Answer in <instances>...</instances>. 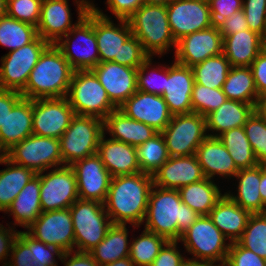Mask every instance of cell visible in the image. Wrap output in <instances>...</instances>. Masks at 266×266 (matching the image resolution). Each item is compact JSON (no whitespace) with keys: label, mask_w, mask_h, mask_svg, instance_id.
<instances>
[{"label":"cell","mask_w":266,"mask_h":266,"mask_svg":"<svg viewBox=\"0 0 266 266\" xmlns=\"http://www.w3.org/2000/svg\"><path fill=\"white\" fill-rule=\"evenodd\" d=\"M153 185V176L142 172L112 177L103 203L112 223L139 228L144 222Z\"/></svg>","instance_id":"1"},{"label":"cell","mask_w":266,"mask_h":266,"mask_svg":"<svg viewBox=\"0 0 266 266\" xmlns=\"http://www.w3.org/2000/svg\"><path fill=\"white\" fill-rule=\"evenodd\" d=\"M199 216L182 202L178 190L153 185L143 222L144 229L168 241H179Z\"/></svg>","instance_id":"2"},{"label":"cell","mask_w":266,"mask_h":266,"mask_svg":"<svg viewBox=\"0 0 266 266\" xmlns=\"http://www.w3.org/2000/svg\"><path fill=\"white\" fill-rule=\"evenodd\" d=\"M73 73L61 50L50 44L32 69L21 94L31 100L66 97Z\"/></svg>","instance_id":"3"},{"label":"cell","mask_w":266,"mask_h":266,"mask_svg":"<svg viewBox=\"0 0 266 266\" xmlns=\"http://www.w3.org/2000/svg\"><path fill=\"white\" fill-rule=\"evenodd\" d=\"M127 21L132 35L141 42L150 57H161L171 48H176L177 41L169 25L166 6L143 4Z\"/></svg>","instance_id":"4"},{"label":"cell","mask_w":266,"mask_h":266,"mask_svg":"<svg viewBox=\"0 0 266 266\" xmlns=\"http://www.w3.org/2000/svg\"><path fill=\"white\" fill-rule=\"evenodd\" d=\"M66 98L75 115L104 120L117 109L92 70L74 71Z\"/></svg>","instance_id":"5"},{"label":"cell","mask_w":266,"mask_h":266,"mask_svg":"<svg viewBox=\"0 0 266 266\" xmlns=\"http://www.w3.org/2000/svg\"><path fill=\"white\" fill-rule=\"evenodd\" d=\"M70 212L74 227V250L90 252L106 236L113 224L103 203L93 200L77 199Z\"/></svg>","instance_id":"6"},{"label":"cell","mask_w":266,"mask_h":266,"mask_svg":"<svg viewBox=\"0 0 266 266\" xmlns=\"http://www.w3.org/2000/svg\"><path fill=\"white\" fill-rule=\"evenodd\" d=\"M55 45L74 71L92 70L97 66L100 63V56L95 36V11L91 8L86 16Z\"/></svg>","instance_id":"7"},{"label":"cell","mask_w":266,"mask_h":266,"mask_svg":"<svg viewBox=\"0 0 266 266\" xmlns=\"http://www.w3.org/2000/svg\"><path fill=\"white\" fill-rule=\"evenodd\" d=\"M104 134V121L93 116L75 115L70 126L59 138L63 166L97 154Z\"/></svg>","instance_id":"8"},{"label":"cell","mask_w":266,"mask_h":266,"mask_svg":"<svg viewBox=\"0 0 266 266\" xmlns=\"http://www.w3.org/2000/svg\"><path fill=\"white\" fill-rule=\"evenodd\" d=\"M213 224L209 216H199L179 240L185 252L192 254L191 260L198 262H219L226 260L230 242Z\"/></svg>","instance_id":"9"},{"label":"cell","mask_w":266,"mask_h":266,"mask_svg":"<svg viewBox=\"0 0 266 266\" xmlns=\"http://www.w3.org/2000/svg\"><path fill=\"white\" fill-rule=\"evenodd\" d=\"M12 163L28 167L35 174L63 166L60 140L30 135L7 151Z\"/></svg>","instance_id":"10"},{"label":"cell","mask_w":266,"mask_h":266,"mask_svg":"<svg viewBox=\"0 0 266 266\" xmlns=\"http://www.w3.org/2000/svg\"><path fill=\"white\" fill-rule=\"evenodd\" d=\"M161 134L170 157L196 154L197 148L208 136L206 117L194 112L173 115Z\"/></svg>","instance_id":"11"},{"label":"cell","mask_w":266,"mask_h":266,"mask_svg":"<svg viewBox=\"0 0 266 266\" xmlns=\"http://www.w3.org/2000/svg\"><path fill=\"white\" fill-rule=\"evenodd\" d=\"M50 45L39 35L29 44L1 57L0 88L22 92L43 51Z\"/></svg>","instance_id":"12"},{"label":"cell","mask_w":266,"mask_h":266,"mask_svg":"<svg viewBox=\"0 0 266 266\" xmlns=\"http://www.w3.org/2000/svg\"><path fill=\"white\" fill-rule=\"evenodd\" d=\"M69 0H43L37 34L50 44H56L74 26H76L95 4L89 0H74L77 6L78 20L72 24Z\"/></svg>","instance_id":"13"},{"label":"cell","mask_w":266,"mask_h":266,"mask_svg":"<svg viewBox=\"0 0 266 266\" xmlns=\"http://www.w3.org/2000/svg\"><path fill=\"white\" fill-rule=\"evenodd\" d=\"M37 175L40 177L42 212L70 208L79 198L76 176L70 166L49 169V172L46 170Z\"/></svg>","instance_id":"14"},{"label":"cell","mask_w":266,"mask_h":266,"mask_svg":"<svg viewBox=\"0 0 266 266\" xmlns=\"http://www.w3.org/2000/svg\"><path fill=\"white\" fill-rule=\"evenodd\" d=\"M33 134L59 139L75 116L66 97L32 100Z\"/></svg>","instance_id":"15"},{"label":"cell","mask_w":266,"mask_h":266,"mask_svg":"<svg viewBox=\"0 0 266 266\" xmlns=\"http://www.w3.org/2000/svg\"><path fill=\"white\" fill-rule=\"evenodd\" d=\"M26 230L36 240L62 252L74 251L75 234L69 208L42 212Z\"/></svg>","instance_id":"16"},{"label":"cell","mask_w":266,"mask_h":266,"mask_svg":"<svg viewBox=\"0 0 266 266\" xmlns=\"http://www.w3.org/2000/svg\"><path fill=\"white\" fill-rule=\"evenodd\" d=\"M166 7L176 41L185 35L211 27L210 6L206 0H172Z\"/></svg>","instance_id":"17"},{"label":"cell","mask_w":266,"mask_h":266,"mask_svg":"<svg viewBox=\"0 0 266 266\" xmlns=\"http://www.w3.org/2000/svg\"><path fill=\"white\" fill-rule=\"evenodd\" d=\"M221 53H223V37L219 29L211 26L180 38L176 42L174 60L192 67Z\"/></svg>","instance_id":"18"},{"label":"cell","mask_w":266,"mask_h":266,"mask_svg":"<svg viewBox=\"0 0 266 266\" xmlns=\"http://www.w3.org/2000/svg\"><path fill=\"white\" fill-rule=\"evenodd\" d=\"M70 167L76 176L79 199L104 203L112 176L100 157L95 154L74 162Z\"/></svg>","instance_id":"19"},{"label":"cell","mask_w":266,"mask_h":266,"mask_svg":"<svg viewBox=\"0 0 266 266\" xmlns=\"http://www.w3.org/2000/svg\"><path fill=\"white\" fill-rule=\"evenodd\" d=\"M118 109L131 119L153 127L157 132H162L173 117L162 95L140 90H137Z\"/></svg>","instance_id":"20"},{"label":"cell","mask_w":266,"mask_h":266,"mask_svg":"<svg viewBox=\"0 0 266 266\" xmlns=\"http://www.w3.org/2000/svg\"><path fill=\"white\" fill-rule=\"evenodd\" d=\"M95 36L100 62L121 64L122 44L132 35L127 20L117 19V25L95 5Z\"/></svg>","instance_id":"21"},{"label":"cell","mask_w":266,"mask_h":266,"mask_svg":"<svg viewBox=\"0 0 266 266\" xmlns=\"http://www.w3.org/2000/svg\"><path fill=\"white\" fill-rule=\"evenodd\" d=\"M137 70L115 62H100L92 69L117 108L137 91Z\"/></svg>","instance_id":"22"},{"label":"cell","mask_w":266,"mask_h":266,"mask_svg":"<svg viewBox=\"0 0 266 266\" xmlns=\"http://www.w3.org/2000/svg\"><path fill=\"white\" fill-rule=\"evenodd\" d=\"M195 80L192 68L174 61L166 65V84L162 97L172 115L193 112L191 95Z\"/></svg>","instance_id":"23"},{"label":"cell","mask_w":266,"mask_h":266,"mask_svg":"<svg viewBox=\"0 0 266 266\" xmlns=\"http://www.w3.org/2000/svg\"><path fill=\"white\" fill-rule=\"evenodd\" d=\"M204 178L197 156L193 154L170 157L153 175V183L161 188L178 190Z\"/></svg>","instance_id":"24"},{"label":"cell","mask_w":266,"mask_h":266,"mask_svg":"<svg viewBox=\"0 0 266 266\" xmlns=\"http://www.w3.org/2000/svg\"><path fill=\"white\" fill-rule=\"evenodd\" d=\"M195 155L204 176L208 179L213 180L216 175L231 179L239 171L218 137L207 136L197 148Z\"/></svg>","instance_id":"25"},{"label":"cell","mask_w":266,"mask_h":266,"mask_svg":"<svg viewBox=\"0 0 266 266\" xmlns=\"http://www.w3.org/2000/svg\"><path fill=\"white\" fill-rule=\"evenodd\" d=\"M105 133L98 144L97 155L112 177L141 172L136 147L111 138Z\"/></svg>","instance_id":"26"},{"label":"cell","mask_w":266,"mask_h":266,"mask_svg":"<svg viewBox=\"0 0 266 266\" xmlns=\"http://www.w3.org/2000/svg\"><path fill=\"white\" fill-rule=\"evenodd\" d=\"M104 133L111 139L137 147L151 139L158 132L143 122L126 116L118 108L113 110L104 120Z\"/></svg>","instance_id":"27"},{"label":"cell","mask_w":266,"mask_h":266,"mask_svg":"<svg viewBox=\"0 0 266 266\" xmlns=\"http://www.w3.org/2000/svg\"><path fill=\"white\" fill-rule=\"evenodd\" d=\"M250 215L249 211L241 208L224 193L208 216L213 224L232 243L241 237Z\"/></svg>","instance_id":"28"},{"label":"cell","mask_w":266,"mask_h":266,"mask_svg":"<svg viewBox=\"0 0 266 266\" xmlns=\"http://www.w3.org/2000/svg\"><path fill=\"white\" fill-rule=\"evenodd\" d=\"M257 106L258 104H247L227 99L218 109L206 116L208 136L218 137L232 128L244 127Z\"/></svg>","instance_id":"29"},{"label":"cell","mask_w":266,"mask_h":266,"mask_svg":"<svg viewBox=\"0 0 266 266\" xmlns=\"http://www.w3.org/2000/svg\"><path fill=\"white\" fill-rule=\"evenodd\" d=\"M32 100L22 97L8 113L0 127V141L8 151L14 145L33 134Z\"/></svg>","instance_id":"30"},{"label":"cell","mask_w":266,"mask_h":266,"mask_svg":"<svg viewBox=\"0 0 266 266\" xmlns=\"http://www.w3.org/2000/svg\"><path fill=\"white\" fill-rule=\"evenodd\" d=\"M262 36L256 32L242 30L223 38V54L231 67H250L261 52Z\"/></svg>","instance_id":"31"},{"label":"cell","mask_w":266,"mask_h":266,"mask_svg":"<svg viewBox=\"0 0 266 266\" xmlns=\"http://www.w3.org/2000/svg\"><path fill=\"white\" fill-rule=\"evenodd\" d=\"M14 218L13 227H30L42 213L40 202V177L33 176L16 196L5 214Z\"/></svg>","instance_id":"32"},{"label":"cell","mask_w":266,"mask_h":266,"mask_svg":"<svg viewBox=\"0 0 266 266\" xmlns=\"http://www.w3.org/2000/svg\"><path fill=\"white\" fill-rule=\"evenodd\" d=\"M237 195L231 192L226 194L241 208L251 214L266 213V205L262 202L259 192L261 181V164L251 168L240 169L236 175Z\"/></svg>","instance_id":"33"},{"label":"cell","mask_w":266,"mask_h":266,"mask_svg":"<svg viewBox=\"0 0 266 266\" xmlns=\"http://www.w3.org/2000/svg\"><path fill=\"white\" fill-rule=\"evenodd\" d=\"M214 181L205 177L198 182L181 187L178 192L182 202L200 216H208L224 195Z\"/></svg>","instance_id":"34"},{"label":"cell","mask_w":266,"mask_h":266,"mask_svg":"<svg viewBox=\"0 0 266 266\" xmlns=\"http://www.w3.org/2000/svg\"><path fill=\"white\" fill-rule=\"evenodd\" d=\"M127 225L112 224L105 238L89 252L99 266H106L116 260L129 257Z\"/></svg>","instance_id":"35"},{"label":"cell","mask_w":266,"mask_h":266,"mask_svg":"<svg viewBox=\"0 0 266 266\" xmlns=\"http://www.w3.org/2000/svg\"><path fill=\"white\" fill-rule=\"evenodd\" d=\"M4 164L7 168L0 170V211L5 213L16 196L36 174L28 167L14 164L9 159L2 163Z\"/></svg>","instance_id":"36"},{"label":"cell","mask_w":266,"mask_h":266,"mask_svg":"<svg viewBox=\"0 0 266 266\" xmlns=\"http://www.w3.org/2000/svg\"><path fill=\"white\" fill-rule=\"evenodd\" d=\"M222 91L227 99L247 104H258V96L250 67H231Z\"/></svg>","instance_id":"37"},{"label":"cell","mask_w":266,"mask_h":266,"mask_svg":"<svg viewBox=\"0 0 266 266\" xmlns=\"http://www.w3.org/2000/svg\"><path fill=\"white\" fill-rule=\"evenodd\" d=\"M228 150L238 170L258 165L244 127L232 128L218 136Z\"/></svg>","instance_id":"38"},{"label":"cell","mask_w":266,"mask_h":266,"mask_svg":"<svg viewBox=\"0 0 266 266\" xmlns=\"http://www.w3.org/2000/svg\"><path fill=\"white\" fill-rule=\"evenodd\" d=\"M195 83L208 88H222L231 68L227 57L221 53L209 57L192 67Z\"/></svg>","instance_id":"39"},{"label":"cell","mask_w":266,"mask_h":266,"mask_svg":"<svg viewBox=\"0 0 266 266\" xmlns=\"http://www.w3.org/2000/svg\"><path fill=\"white\" fill-rule=\"evenodd\" d=\"M141 172L153 176L170 158L161 132L136 147Z\"/></svg>","instance_id":"40"},{"label":"cell","mask_w":266,"mask_h":266,"mask_svg":"<svg viewBox=\"0 0 266 266\" xmlns=\"http://www.w3.org/2000/svg\"><path fill=\"white\" fill-rule=\"evenodd\" d=\"M37 27L9 16L0 19V45L10 51L31 43L36 37Z\"/></svg>","instance_id":"41"},{"label":"cell","mask_w":266,"mask_h":266,"mask_svg":"<svg viewBox=\"0 0 266 266\" xmlns=\"http://www.w3.org/2000/svg\"><path fill=\"white\" fill-rule=\"evenodd\" d=\"M132 240H130L129 257L136 266H150L168 242L166 238L145 229L140 236L133 237Z\"/></svg>","instance_id":"42"},{"label":"cell","mask_w":266,"mask_h":266,"mask_svg":"<svg viewBox=\"0 0 266 266\" xmlns=\"http://www.w3.org/2000/svg\"><path fill=\"white\" fill-rule=\"evenodd\" d=\"M237 242L266 259V213L251 214Z\"/></svg>","instance_id":"43"},{"label":"cell","mask_w":266,"mask_h":266,"mask_svg":"<svg viewBox=\"0 0 266 266\" xmlns=\"http://www.w3.org/2000/svg\"><path fill=\"white\" fill-rule=\"evenodd\" d=\"M152 58L149 56L137 70V90L163 95L166 84V65L159 64L157 65L159 67H153Z\"/></svg>","instance_id":"44"},{"label":"cell","mask_w":266,"mask_h":266,"mask_svg":"<svg viewBox=\"0 0 266 266\" xmlns=\"http://www.w3.org/2000/svg\"><path fill=\"white\" fill-rule=\"evenodd\" d=\"M244 131L256 160L266 165V117L256 109L244 124Z\"/></svg>","instance_id":"45"},{"label":"cell","mask_w":266,"mask_h":266,"mask_svg":"<svg viewBox=\"0 0 266 266\" xmlns=\"http://www.w3.org/2000/svg\"><path fill=\"white\" fill-rule=\"evenodd\" d=\"M227 100L222 88H208L194 83L191 95V103L194 113L206 117L209 113L218 109Z\"/></svg>","instance_id":"46"},{"label":"cell","mask_w":266,"mask_h":266,"mask_svg":"<svg viewBox=\"0 0 266 266\" xmlns=\"http://www.w3.org/2000/svg\"><path fill=\"white\" fill-rule=\"evenodd\" d=\"M18 236L31 249V258L35 264L41 263L47 266H58L56 257H58L60 261L64 253L59 248L36 240L27 231H19Z\"/></svg>","instance_id":"47"},{"label":"cell","mask_w":266,"mask_h":266,"mask_svg":"<svg viewBox=\"0 0 266 266\" xmlns=\"http://www.w3.org/2000/svg\"><path fill=\"white\" fill-rule=\"evenodd\" d=\"M43 0H7V16L37 27Z\"/></svg>","instance_id":"48"},{"label":"cell","mask_w":266,"mask_h":266,"mask_svg":"<svg viewBox=\"0 0 266 266\" xmlns=\"http://www.w3.org/2000/svg\"><path fill=\"white\" fill-rule=\"evenodd\" d=\"M247 26L261 36L266 34V0H243Z\"/></svg>","instance_id":"49"},{"label":"cell","mask_w":266,"mask_h":266,"mask_svg":"<svg viewBox=\"0 0 266 266\" xmlns=\"http://www.w3.org/2000/svg\"><path fill=\"white\" fill-rule=\"evenodd\" d=\"M211 26L220 29L233 13L242 10L243 0H208Z\"/></svg>","instance_id":"50"},{"label":"cell","mask_w":266,"mask_h":266,"mask_svg":"<svg viewBox=\"0 0 266 266\" xmlns=\"http://www.w3.org/2000/svg\"><path fill=\"white\" fill-rule=\"evenodd\" d=\"M226 260L231 266H266V259L241 246L237 241L230 243Z\"/></svg>","instance_id":"51"},{"label":"cell","mask_w":266,"mask_h":266,"mask_svg":"<svg viewBox=\"0 0 266 266\" xmlns=\"http://www.w3.org/2000/svg\"><path fill=\"white\" fill-rule=\"evenodd\" d=\"M147 58H149V55L144 51L141 42L134 35H131L122 44L121 65L139 68Z\"/></svg>","instance_id":"52"},{"label":"cell","mask_w":266,"mask_h":266,"mask_svg":"<svg viewBox=\"0 0 266 266\" xmlns=\"http://www.w3.org/2000/svg\"><path fill=\"white\" fill-rule=\"evenodd\" d=\"M178 243L179 241H168L150 266H180L186 258L180 253Z\"/></svg>","instance_id":"53"},{"label":"cell","mask_w":266,"mask_h":266,"mask_svg":"<svg viewBox=\"0 0 266 266\" xmlns=\"http://www.w3.org/2000/svg\"><path fill=\"white\" fill-rule=\"evenodd\" d=\"M116 19L128 20L144 3L143 0H106Z\"/></svg>","instance_id":"54"},{"label":"cell","mask_w":266,"mask_h":266,"mask_svg":"<svg viewBox=\"0 0 266 266\" xmlns=\"http://www.w3.org/2000/svg\"><path fill=\"white\" fill-rule=\"evenodd\" d=\"M31 256V249L17 236L13 242L7 266H31L34 264Z\"/></svg>","instance_id":"55"},{"label":"cell","mask_w":266,"mask_h":266,"mask_svg":"<svg viewBox=\"0 0 266 266\" xmlns=\"http://www.w3.org/2000/svg\"><path fill=\"white\" fill-rule=\"evenodd\" d=\"M250 69L258 96L261 98L266 94V55L260 52L252 62Z\"/></svg>","instance_id":"56"},{"label":"cell","mask_w":266,"mask_h":266,"mask_svg":"<svg viewBox=\"0 0 266 266\" xmlns=\"http://www.w3.org/2000/svg\"><path fill=\"white\" fill-rule=\"evenodd\" d=\"M8 227H4L3 224L0 223V262L3 263L2 266H7L8 256L10 257L11 248L15 238L18 236L17 229L7 223ZM6 260V261H5ZM4 261V262H3Z\"/></svg>","instance_id":"57"},{"label":"cell","mask_w":266,"mask_h":266,"mask_svg":"<svg viewBox=\"0 0 266 266\" xmlns=\"http://www.w3.org/2000/svg\"><path fill=\"white\" fill-rule=\"evenodd\" d=\"M249 29L246 22V17L243 10L237 11L226 18L225 23L219 29L222 37L235 34L242 30Z\"/></svg>","instance_id":"58"},{"label":"cell","mask_w":266,"mask_h":266,"mask_svg":"<svg viewBox=\"0 0 266 266\" xmlns=\"http://www.w3.org/2000/svg\"><path fill=\"white\" fill-rule=\"evenodd\" d=\"M22 94L17 91L5 90L0 88V127L4 124L8 113L13 106L22 98Z\"/></svg>","instance_id":"59"},{"label":"cell","mask_w":266,"mask_h":266,"mask_svg":"<svg viewBox=\"0 0 266 266\" xmlns=\"http://www.w3.org/2000/svg\"><path fill=\"white\" fill-rule=\"evenodd\" d=\"M60 260L64 266H99L89 252H64Z\"/></svg>","instance_id":"60"},{"label":"cell","mask_w":266,"mask_h":266,"mask_svg":"<svg viewBox=\"0 0 266 266\" xmlns=\"http://www.w3.org/2000/svg\"><path fill=\"white\" fill-rule=\"evenodd\" d=\"M259 192L262 202L266 205V165L261 164V181L259 186Z\"/></svg>","instance_id":"61"},{"label":"cell","mask_w":266,"mask_h":266,"mask_svg":"<svg viewBox=\"0 0 266 266\" xmlns=\"http://www.w3.org/2000/svg\"><path fill=\"white\" fill-rule=\"evenodd\" d=\"M106 266H136V265L130 259V257H125V258L116 260L114 262H111L110 264H107Z\"/></svg>","instance_id":"62"},{"label":"cell","mask_w":266,"mask_h":266,"mask_svg":"<svg viewBox=\"0 0 266 266\" xmlns=\"http://www.w3.org/2000/svg\"><path fill=\"white\" fill-rule=\"evenodd\" d=\"M257 110L266 117V94L260 98Z\"/></svg>","instance_id":"63"},{"label":"cell","mask_w":266,"mask_h":266,"mask_svg":"<svg viewBox=\"0 0 266 266\" xmlns=\"http://www.w3.org/2000/svg\"><path fill=\"white\" fill-rule=\"evenodd\" d=\"M180 266H208V263L205 262H198L191 259H185Z\"/></svg>","instance_id":"64"},{"label":"cell","mask_w":266,"mask_h":266,"mask_svg":"<svg viewBox=\"0 0 266 266\" xmlns=\"http://www.w3.org/2000/svg\"><path fill=\"white\" fill-rule=\"evenodd\" d=\"M172 0H143L144 4H156V5H164L166 6Z\"/></svg>","instance_id":"65"},{"label":"cell","mask_w":266,"mask_h":266,"mask_svg":"<svg viewBox=\"0 0 266 266\" xmlns=\"http://www.w3.org/2000/svg\"><path fill=\"white\" fill-rule=\"evenodd\" d=\"M7 15V0H0V19Z\"/></svg>","instance_id":"66"},{"label":"cell","mask_w":266,"mask_h":266,"mask_svg":"<svg viewBox=\"0 0 266 266\" xmlns=\"http://www.w3.org/2000/svg\"><path fill=\"white\" fill-rule=\"evenodd\" d=\"M7 159V150L2 146L0 141V164Z\"/></svg>","instance_id":"67"},{"label":"cell","mask_w":266,"mask_h":266,"mask_svg":"<svg viewBox=\"0 0 266 266\" xmlns=\"http://www.w3.org/2000/svg\"><path fill=\"white\" fill-rule=\"evenodd\" d=\"M218 263V264H217ZM208 266H231L227 260L219 261V262H210Z\"/></svg>","instance_id":"68"},{"label":"cell","mask_w":266,"mask_h":266,"mask_svg":"<svg viewBox=\"0 0 266 266\" xmlns=\"http://www.w3.org/2000/svg\"><path fill=\"white\" fill-rule=\"evenodd\" d=\"M261 52L266 55V35L262 36Z\"/></svg>","instance_id":"69"},{"label":"cell","mask_w":266,"mask_h":266,"mask_svg":"<svg viewBox=\"0 0 266 266\" xmlns=\"http://www.w3.org/2000/svg\"><path fill=\"white\" fill-rule=\"evenodd\" d=\"M31 266H47V265H42L41 263H39V264H31Z\"/></svg>","instance_id":"70"}]
</instances>
